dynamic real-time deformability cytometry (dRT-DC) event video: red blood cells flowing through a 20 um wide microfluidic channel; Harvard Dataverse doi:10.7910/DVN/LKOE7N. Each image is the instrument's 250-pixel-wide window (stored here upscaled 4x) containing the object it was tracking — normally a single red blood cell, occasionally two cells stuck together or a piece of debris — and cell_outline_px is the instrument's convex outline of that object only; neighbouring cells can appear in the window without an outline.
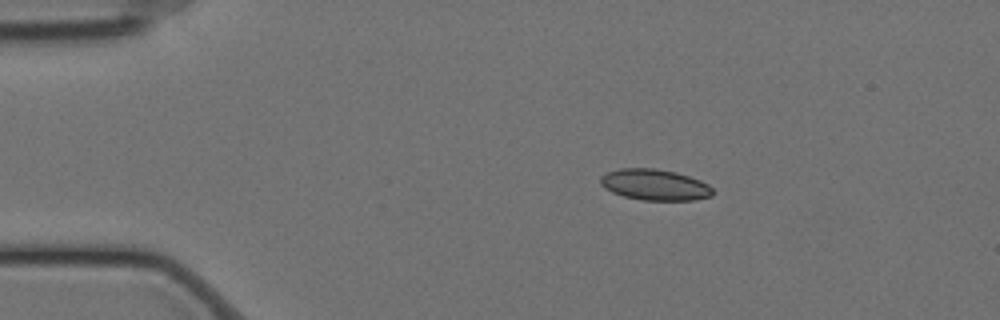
{"species": "Egyptian fruit bat (a non-hibernating species)", "species_latin": "Rousettus aegyptiacus", "temperature_condition": "cold", "stored_images_in_passage": 25, "camera_frame_rate_fps": 3000, "um_per_image_px": 0.085, "animal": {"sex": "female"}, "frame": {"image": 1, "passage_image": 1, "time_ms": 0.0, "image_size_px": [1000, 320], "cell_outline_px": [[712, 196], [692, 200], [644, 200], [624, 196], [612, 192], [604, 188], [600, 184], [600, 176], [608, 172], [620, 168], [656, 168], [676, 172], [700, 180], [708, 184], [712, 188]], "centroid_in_image_um": [55.64, 15.7], "position_along_channel_um": 29.4, "area_um2": 20.29}}
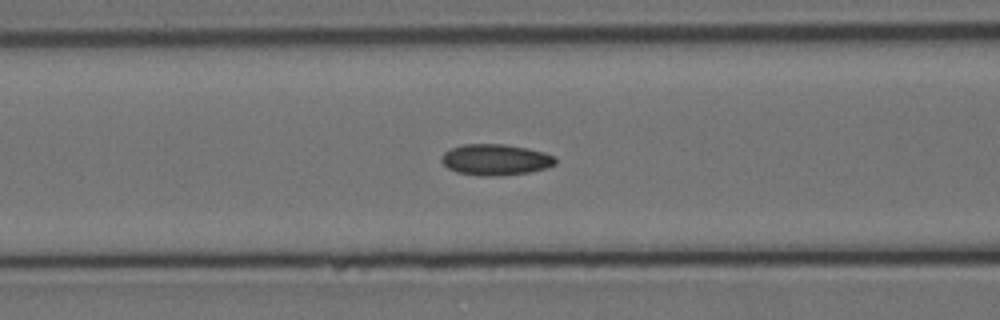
{"frame": {"image": 2, "passage_image": 14, "time_ms": 4.333, "image_size_px": [1000, 320], "cell_outline_px": [[556, 164], [548, 168], [528, 172], [488, 176], [480, 176], [456, 172], [448, 168], [440, 160], [444, 152], [452, 148], [464, 144], [504, 144], [528, 148], [544, 152], [556, 156]], "centroid_in_image_um": [42.14, 13.57], "position_along_channel_um": 124.5, "area_um2": 20.63}}
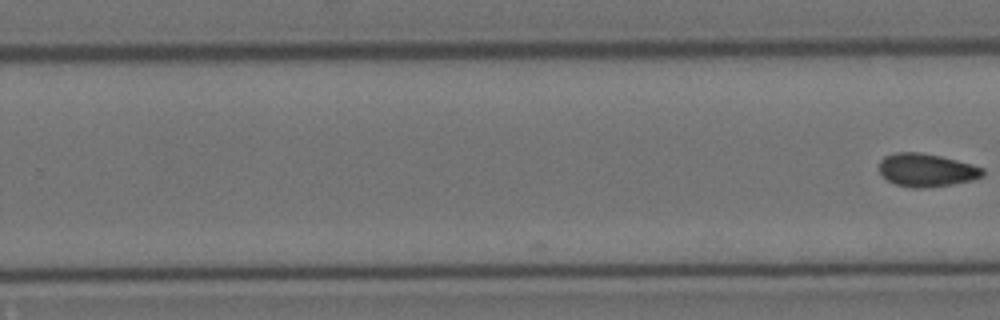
{"frame": {"image": 3, "passage_image": 25, "time_ms": 8.0, "image_size_px": [1000, 320], "cell_outline_px": [[984, 176], [972, 180], [952, 184], [920, 188], [912, 188], [896, 184], [880, 176], [880, 160], [884, 156], [896, 152], [920, 152], [940, 156], [972, 164], [984, 168]], "centroid_in_image_um": [78.74, 14.45], "position_along_channel_um": 251.1, "area_um2": 20.0}}